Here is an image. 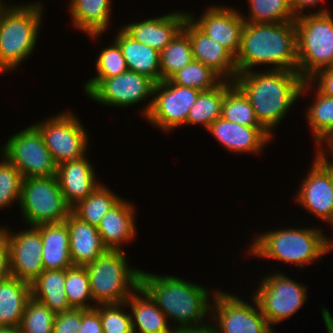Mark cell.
Instances as JSON below:
<instances>
[{"mask_svg": "<svg viewBox=\"0 0 333 333\" xmlns=\"http://www.w3.org/2000/svg\"><path fill=\"white\" fill-rule=\"evenodd\" d=\"M233 83L248 98L257 120L270 135L272 128L311 84L298 72L274 69L264 73L252 70L237 73Z\"/></svg>", "mask_w": 333, "mask_h": 333, "instance_id": "6da1fadb", "label": "cell"}, {"mask_svg": "<svg viewBox=\"0 0 333 333\" xmlns=\"http://www.w3.org/2000/svg\"><path fill=\"white\" fill-rule=\"evenodd\" d=\"M235 63L237 73L251 71L259 64H273L274 70L298 72L295 22H245Z\"/></svg>", "mask_w": 333, "mask_h": 333, "instance_id": "7a4b0ae2", "label": "cell"}, {"mask_svg": "<svg viewBox=\"0 0 333 333\" xmlns=\"http://www.w3.org/2000/svg\"><path fill=\"white\" fill-rule=\"evenodd\" d=\"M140 287L150 295L167 318L178 323L177 329L203 325L205 316L211 311L209 291L189 281L140 271Z\"/></svg>", "mask_w": 333, "mask_h": 333, "instance_id": "3957f363", "label": "cell"}, {"mask_svg": "<svg viewBox=\"0 0 333 333\" xmlns=\"http://www.w3.org/2000/svg\"><path fill=\"white\" fill-rule=\"evenodd\" d=\"M332 248L331 239H327L319 229L285 228L259 235L248 251L258 257L282 260L303 267Z\"/></svg>", "mask_w": 333, "mask_h": 333, "instance_id": "277c9868", "label": "cell"}, {"mask_svg": "<svg viewBox=\"0 0 333 333\" xmlns=\"http://www.w3.org/2000/svg\"><path fill=\"white\" fill-rule=\"evenodd\" d=\"M14 6L0 12V73L15 69L32 53L42 22L40 3Z\"/></svg>", "mask_w": 333, "mask_h": 333, "instance_id": "5b68a950", "label": "cell"}, {"mask_svg": "<svg viewBox=\"0 0 333 333\" xmlns=\"http://www.w3.org/2000/svg\"><path fill=\"white\" fill-rule=\"evenodd\" d=\"M298 73L309 80L317 71L333 67V18L321 9L296 18Z\"/></svg>", "mask_w": 333, "mask_h": 333, "instance_id": "8992f818", "label": "cell"}, {"mask_svg": "<svg viewBox=\"0 0 333 333\" xmlns=\"http://www.w3.org/2000/svg\"><path fill=\"white\" fill-rule=\"evenodd\" d=\"M122 250H107L85 266L93 301L100 304L125 303L140 286V270L129 267Z\"/></svg>", "mask_w": 333, "mask_h": 333, "instance_id": "52a82bcc", "label": "cell"}, {"mask_svg": "<svg viewBox=\"0 0 333 333\" xmlns=\"http://www.w3.org/2000/svg\"><path fill=\"white\" fill-rule=\"evenodd\" d=\"M19 203L30 227L64 222L71 213L56 176L24 178Z\"/></svg>", "mask_w": 333, "mask_h": 333, "instance_id": "ba28073f", "label": "cell"}, {"mask_svg": "<svg viewBox=\"0 0 333 333\" xmlns=\"http://www.w3.org/2000/svg\"><path fill=\"white\" fill-rule=\"evenodd\" d=\"M0 151L17 168L23 179L56 176L57 164L34 125L13 135Z\"/></svg>", "mask_w": 333, "mask_h": 333, "instance_id": "9c48e42d", "label": "cell"}, {"mask_svg": "<svg viewBox=\"0 0 333 333\" xmlns=\"http://www.w3.org/2000/svg\"><path fill=\"white\" fill-rule=\"evenodd\" d=\"M159 92V93H158ZM201 90L173 84L169 79L155 83L154 99L143 109V115L164 131L186 124L189 110Z\"/></svg>", "mask_w": 333, "mask_h": 333, "instance_id": "30bf717a", "label": "cell"}, {"mask_svg": "<svg viewBox=\"0 0 333 333\" xmlns=\"http://www.w3.org/2000/svg\"><path fill=\"white\" fill-rule=\"evenodd\" d=\"M306 289L283 274L265 277L254 292V298L267 322L271 325L281 322L296 313L305 300Z\"/></svg>", "mask_w": 333, "mask_h": 333, "instance_id": "8fae6325", "label": "cell"}, {"mask_svg": "<svg viewBox=\"0 0 333 333\" xmlns=\"http://www.w3.org/2000/svg\"><path fill=\"white\" fill-rule=\"evenodd\" d=\"M57 165L85 155L88 137L79 120L70 112L61 113L34 125Z\"/></svg>", "mask_w": 333, "mask_h": 333, "instance_id": "7c38bea8", "label": "cell"}, {"mask_svg": "<svg viewBox=\"0 0 333 333\" xmlns=\"http://www.w3.org/2000/svg\"><path fill=\"white\" fill-rule=\"evenodd\" d=\"M213 296L216 305H211L214 312L210 315L217 312L212 318L216 319L218 333H273L254 297L256 308L226 292H214Z\"/></svg>", "mask_w": 333, "mask_h": 333, "instance_id": "4fadbf2b", "label": "cell"}, {"mask_svg": "<svg viewBox=\"0 0 333 333\" xmlns=\"http://www.w3.org/2000/svg\"><path fill=\"white\" fill-rule=\"evenodd\" d=\"M155 82L148 76L127 70L101 79L87 95L101 104L126 107L153 94Z\"/></svg>", "mask_w": 333, "mask_h": 333, "instance_id": "5bb4252c", "label": "cell"}, {"mask_svg": "<svg viewBox=\"0 0 333 333\" xmlns=\"http://www.w3.org/2000/svg\"><path fill=\"white\" fill-rule=\"evenodd\" d=\"M314 160L296 200L316 217L333 225V167L318 153Z\"/></svg>", "mask_w": 333, "mask_h": 333, "instance_id": "9a60e30c", "label": "cell"}, {"mask_svg": "<svg viewBox=\"0 0 333 333\" xmlns=\"http://www.w3.org/2000/svg\"><path fill=\"white\" fill-rule=\"evenodd\" d=\"M1 229L6 233L9 244L11 276L31 285L43 272L40 231L35 226L18 233L8 232L4 227Z\"/></svg>", "mask_w": 333, "mask_h": 333, "instance_id": "2e32d148", "label": "cell"}, {"mask_svg": "<svg viewBox=\"0 0 333 333\" xmlns=\"http://www.w3.org/2000/svg\"><path fill=\"white\" fill-rule=\"evenodd\" d=\"M188 17L208 37L217 41L236 57L245 23L243 16L237 10L212 6L198 20L190 14Z\"/></svg>", "mask_w": 333, "mask_h": 333, "instance_id": "e0dca14e", "label": "cell"}, {"mask_svg": "<svg viewBox=\"0 0 333 333\" xmlns=\"http://www.w3.org/2000/svg\"><path fill=\"white\" fill-rule=\"evenodd\" d=\"M189 36L193 59L210 67L221 78L234 81L237 75L235 57L221 44L202 32L189 17L182 28ZM230 77V78H229Z\"/></svg>", "mask_w": 333, "mask_h": 333, "instance_id": "ac0fdd59", "label": "cell"}, {"mask_svg": "<svg viewBox=\"0 0 333 333\" xmlns=\"http://www.w3.org/2000/svg\"><path fill=\"white\" fill-rule=\"evenodd\" d=\"M213 137L232 152H260L262 147L271 140L270 135L262 126H244L220 117L207 129Z\"/></svg>", "mask_w": 333, "mask_h": 333, "instance_id": "d6986e66", "label": "cell"}, {"mask_svg": "<svg viewBox=\"0 0 333 333\" xmlns=\"http://www.w3.org/2000/svg\"><path fill=\"white\" fill-rule=\"evenodd\" d=\"M187 17V13L173 12L124 25L122 29L134 40L161 52L183 28Z\"/></svg>", "mask_w": 333, "mask_h": 333, "instance_id": "ffe728a7", "label": "cell"}, {"mask_svg": "<svg viewBox=\"0 0 333 333\" xmlns=\"http://www.w3.org/2000/svg\"><path fill=\"white\" fill-rule=\"evenodd\" d=\"M93 167L85 156L57 165L56 177L66 202L72 208L99 185Z\"/></svg>", "mask_w": 333, "mask_h": 333, "instance_id": "44dd1931", "label": "cell"}, {"mask_svg": "<svg viewBox=\"0 0 333 333\" xmlns=\"http://www.w3.org/2000/svg\"><path fill=\"white\" fill-rule=\"evenodd\" d=\"M64 222L68 227L70 259L74 266H86L107 251L97 227L79 219L72 212Z\"/></svg>", "mask_w": 333, "mask_h": 333, "instance_id": "7402d4cb", "label": "cell"}, {"mask_svg": "<svg viewBox=\"0 0 333 333\" xmlns=\"http://www.w3.org/2000/svg\"><path fill=\"white\" fill-rule=\"evenodd\" d=\"M134 218L132 205L122 199L102 217L97 229L107 250H123L121 245L134 238Z\"/></svg>", "mask_w": 333, "mask_h": 333, "instance_id": "603a6c76", "label": "cell"}, {"mask_svg": "<svg viewBox=\"0 0 333 333\" xmlns=\"http://www.w3.org/2000/svg\"><path fill=\"white\" fill-rule=\"evenodd\" d=\"M35 227L40 231L42 238L43 270H64L72 267L67 224L61 222Z\"/></svg>", "mask_w": 333, "mask_h": 333, "instance_id": "cb8c5ba5", "label": "cell"}, {"mask_svg": "<svg viewBox=\"0 0 333 333\" xmlns=\"http://www.w3.org/2000/svg\"><path fill=\"white\" fill-rule=\"evenodd\" d=\"M135 294L133 292L125 302L132 309L133 333H174L173 327L167 325V316L150 295L140 286L135 289Z\"/></svg>", "mask_w": 333, "mask_h": 333, "instance_id": "d4e9b609", "label": "cell"}, {"mask_svg": "<svg viewBox=\"0 0 333 333\" xmlns=\"http://www.w3.org/2000/svg\"><path fill=\"white\" fill-rule=\"evenodd\" d=\"M115 41L122 50L129 71L146 75L155 83L161 81L159 51L134 40L122 28Z\"/></svg>", "mask_w": 333, "mask_h": 333, "instance_id": "484cf974", "label": "cell"}, {"mask_svg": "<svg viewBox=\"0 0 333 333\" xmlns=\"http://www.w3.org/2000/svg\"><path fill=\"white\" fill-rule=\"evenodd\" d=\"M31 285L14 276L0 280V326H19Z\"/></svg>", "mask_w": 333, "mask_h": 333, "instance_id": "4316f807", "label": "cell"}, {"mask_svg": "<svg viewBox=\"0 0 333 333\" xmlns=\"http://www.w3.org/2000/svg\"><path fill=\"white\" fill-rule=\"evenodd\" d=\"M65 280L66 269L43 270L31 284V297L55 314L69 311L72 308L66 298Z\"/></svg>", "mask_w": 333, "mask_h": 333, "instance_id": "83f0119b", "label": "cell"}, {"mask_svg": "<svg viewBox=\"0 0 333 333\" xmlns=\"http://www.w3.org/2000/svg\"><path fill=\"white\" fill-rule=\"evenodd\" d=\"M111 0H71L70 13L74 26L95 38L109 25ZM105 30V31H104Z\"/></svg>", "mask_w": 333, "mask_h": 333, "instance_id": "f1b7e54d", "label": "cell"}, {"mask_svg": "<svg viewBox=\"0 0 333 333\" xmlns=\"http://www.w3.org/2000/svg\"><path fill=\"white\" fill-rule=\"evenodd\" d=\"M121 199L104 185L100 184L89 196L71 208L79 219L98 227L102 217Z\"/></svg>", "mask_w": 333, "mask_h": 333, "instance_id": "f546056e", "label": "cell"}, {"mask_svg": "<svg viewBox=\"0 0 333 333\" xmlns=\"http://www.w3.org/2000/svg\"><path fill=\"white\" fill-rule=\"evenodd\" d=\"M225 96V80L218 86L207 91H201L196 102L189 110L187 124H202L206 129L221 117L222 103Z\"/></svg>", "mask_w": 333, "mask_h": 333, "instance_id": "4dcf8cb0", "label": "cell"}, {"mask_svg": "<svg viewBox=\"0 0 333 333\" xmlns=\"http://www.w3.org/2000/svg\"><path fill=\"white\" fill-rule=\"evenodd\" d=\"M159 60L161 81L169 79L193 60L191 41L183 29L160 52Z\"/></svg>", "mask_w": 333, "mask_h": 333, "instance_id": "1f68e13d", "label": "cell"}, {"mask_svg": "<svg viewBox=\"0 0 333 333\" xmlns=\"http://www.w3.org/2000/svg\"><path fill=\"white\" fill-rule=\"evenodd\" d=\"M229 82L225 81L221 117L244 126H261L248 98L232 81Z\"/></svg>", "mask_w": 333, "mask_h": 333, "instance_id": "d6a6232c", "label": "cell"}, {"mask_svg": "<svg viewBox=\"0 0 333 333\" xmlns=\"http://www.w3.org/2000/svg\"><path fill=\"white\" fill-rule=\"evenodd\" d=\"M169 80L173 84L201 91L213 89L223 81L210 67L194 59L184 68L174 73Z\"/></svg>", "mask_w": 333, "mask_h": 333, "instance_id": "836d02e7", "label": "cell"}, {"mask_svg": "<svg viewBox=\"0 0 333 333\" xmlns=\"http://www.w3.org/2000/svg\"><path fill=\"white\" fill-rule=\"evenodd\" d=\"M313 105L309 106L307 119L318 144L326 141L333 134V97L325 96L318 90Z\"/></svg>", "mask_w": 333, "mask_h": 333, "instance_id": "e575fe53", "label": "cell"}, {"mask_svg": "<svg viewBox=\"0 0 333 333\" xmlns=\"http://www.w3.org/2000/svg\"><path fill=\"white\" fill-rule=\"evenodd\" d=\"M250 18L243 17L245 22L280 23L295 22L289 0H249ZM248 19V20H247Z\"/></svg>", "mask_w": 333, "mask_h": 333, "instance_id": "d590c367", "label": "cell"}, {"mask_svg": "<svg viewBox=\"0 0 333 333\" xmlns=\"http://www.w3.org/2000/svg\"><path fill=\"white\" fill-rule=\"evenodd\" d=\"M67 301L73 309H93L87 305L86 300H92L90 291L89 276L85 266H72L66 269V280L64 284ZM86 303V304H85Z\"/></svg>", "mask_w": 333, "mask_h": 333, "instance_id": "8d00e7d4", "label": "cell"}, {"mask_svg": "<svg viewBox=\"0 0 333 333\" xmlns=\"http://www.w3.org/2000/svg\"><path fill=\"white\" fill-rule=\"evenodd\" d=\"M98 75L88 80L84 86L86 94L103 78L118 76L128 70L126 60L119 44L114 40V45L101 50L96 60Z\"/></svg>", "mask_w": 333, "mask_h": 333, "instance_id": "74e56055", "label": "cell"}, {"mask_svg": "<svg viewBox=\"0 0 333 333\" xmlns=\"http://www.w3.org/2000/svg\"><path fill=\"white\" fill-rule=\"evenodd\" d=\"M55 315L47 306L31 297L25 305L19 325L20 331L22 333H53Z\"/></svg>", "mask_w": 333, "mask_h": 333, "instance_id": "f35d334b", "label": "cell"}, {"mask_svg": "<svg viewBox=\"0 0 333 333\" xmlns=\"http://www.w3.org/2000/svg\"><path fill=\"white\" fill-rule=\"evenodd\" d=\"M126 303L101 304L94 309L100 314L103 333H133L131 313H125L122 308Z\"/></svg>", "mask_w": 333, "mask_h": 333, "instance_id": "ab89813d", "label": "cell"}, {"mask_svg": "<svg viewBox=\"0 0 333 333\" xmlns=\"http://www.w3.org/2000/svg\"><path fill=\"white\" fill-rule=\"evenodd\" d=\"M0 161V208L19 201L23 177L6 158Z\"/></svg>", "mask_w": 333, "mask_h": 333, "instance_id": "60d3db41", "label": "cell"}, {"mask_svg": "<svg viewBox=\"0 0 333 333\" xmlns=\"http://www.w3.org/2000/svg\"><path fill=\"white\" fill-rule=\"evenodd\" d=\"M81 327V309H71L55 315L53 333H78Z\"/></svg>", "mask_w": 333, "mask_h": 333, "instance_id": "b9f144b4", "label": "cell"}, {"mask_svg": "<svg viewBox=\"0 0 333 333\" xmlns=\"http://www.w3.org/2000/svg\"><path fill=\"white\" fill-rule=\"evenodd\" d=\"M78 333H103L100 314L93 309H81V327Z\"/></svg>", "mask_w": 333, "mask_h": 333, "instance_id": "7bdbcfd3", "label": "cell"}, {"mask_svg": "<svg viewBox=\"0 0 333 333\" xmlns=\"http://www.w3.org/2000/svg\"><path fill=\"white\" fill-rule=\"evenodd\" d=\"M316 78V80H315ZM312 79V80H311ZM319 79V80H318ZM318 80L317 90L329 97H333V67L324 68L317 71L308 81Z\"/></svg>", "mask_w": 333, "mask_h": 333, "instance_id": "ee69618b", "label": "cell"}, {"mask_svg": "<svg viewBox=\"0 0 333 333\" xmlns=\"http://www.w3.org/2000/svg\"><path fill=\"white\" fill-rule=\"evenodd\" d=\"M11 275L10 250L6 233L0 228V280Z\"/></svg>", "mask_w": 333, "mask_h": 333, "instance_id": "f6af8a7d", "label": "cell"}, {"mask_svg": "<svg viewBox=\"0 0 333 333\" xmlns=\"http://www.w3.org/2000/svg\"><path fill=\"white\" fill-rule=\"evenodd\" d=\"M322 0H289V4L291 7L292 12L294 13L295 17H299L303 15L304 9L310 6H315L317 3L321 2ZM300 13V14H299Z\"/></svg>", "mask_w": 333, "mask_h": 333, "instance_id": "bcb514c9", "label": "cell"}, {"mask_svg": "<svg viewBox=\"0 0 333 333\" xmlns=\"http://www.w3.org/2000/svg\"><path fill=\"white\" fill-rule=\"evenodd\" d=\"M174 333H218L215 326H210L208 324L195 326V327H182V328H176L174 327Z\"/></svg>", "mask_w": 333, "mask_h": 333, "instance_id": "7dc6e473", "label": "cell"}, {"mask_svg": "<svg viewBox=\"0 0 333 333\" xmlns=\"http://www.w3.org/2000/svg\"><path fill=\"white\" fill-rule=\"evenodd\" d=\"M321 311L327 333H333V316L330 314L329 310L325 308H323Z\"/></svg>", "mask_w": 333, "mask_h": 333, "instance_id": "c3c4849f", "label": "cell"}, {"mask_svg": "<svg viewBox=\"0 0 333 333\" xmlns=\"http://www.w3.org/2000/svg\"><path fill=\"white\" fill-rule=\"evenodd\" d=\"M325 143L327 144V148L329 149L327 151H330L329 153L333 156V134L325 141ZM317 152L320 156H322L327 161V163L329 165H331L333 167V160L328 162V160H327L328 158L325 157V154H324L325 152L322 149L317 150Z\"/></svg>", "mask_w": 333, "mask_h": 333, "instance_id": "681fc988", "label": "cell"}, {"mask_svg": "<svg viewBox=\"0 0 333 333\" xmlns=\"http://www.w3.org/2000/svg\"><path fill=\"white\" fill-rule=\"evenodd\" d=\"M0 333H22L19 326H0Z\"/></svg>", "mask_w": 333, "mask_h": 333, "instance_id": "f907efd6", "label": "cell"}, {"mask_svg": "<svg viewBox=\"0 0 333 333\" xmlns=\"http://www.w3.org/2000/svg\"><path fill=\"white\" fill-rule=\"evenodd\" d=\"M5 3H2V1L0 0V12H1V10L4 8L3 6H5L4 5Z\"/></svg>", "mask_w": 333, "mask_h": 333, "instance_id": "816d5d0a", "label": "cell"}]
</instances>
